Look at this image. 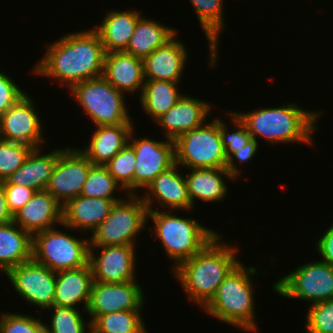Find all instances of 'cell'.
I'll list each match as a JSON object with an SVG mask.
<instances>
[{"label": "cell", "mask_w": 333, "mask_h": 333, "mask_svg": "<svg viewBox=\"0 0 333 333\" xmlns=\"http://www.w3.org/2000/svg\"><path fill=\"white\" fill-rule=\"evenodd\" d=\"M141 285L136 280L125 283L94 281L86 313L91 324L100 316L123 310H141L145 303Z\"/></svg>", "instance_id": "5bb4252c"}, {"label": "cell", "mask_w": 333, "mask_h": 333, "mask_svg": "<svg viewBox=\"0 0 333 333\" xmlns=\"http://www.w3.org/2000/svg\"><path fill=\"white\" fill-rule=\"evenodd\" d=\"M176 34V29L141 16L124 52L143 59L170 41Z\"/></svg>", "instance_id": "f1b7e54d"}, {"label": "cell", "mask_w": 333, "mask_h": 333, "mask_svg": "<svg viewBox=\"0 0 333 333\" xmlns=\"http://www.w3.org/2000/svg\"><path fill=\"white\" fill-rule=\"evenodd\" d=\"M136 155L133 147L127 143L106 165L108 172L115 181L122 187V190L129 194H136L134 191V169Z\"/></svg>", "instance_id": "d6a6232c"}, {"label": "cell", "mask_w": 333, "mask_h": 333, "mask_svg": "<svg viewBox=\"0 0 333 333\" xmlns=\"http://www.w3.org/2000/svg\"><path fill=\"white\" fill-rule=\"evenodd\" d=\"M112 206L109 215L92 232L90 246H136V236L148 221V207L138 194L126 195Z\"/></svg>", "instance_id": "8992f818"}, {"label": "cell", "mask_w": 333, "mask_h": 333, "mask_svg": "<svg viewBox=\"0 0 333 333\" xmlns=\"http://www.w3.org/2000/svg\"><path fill=\"white\" fill-rule=\"evenodd\" d=\"M35 103L26 94L0 116V132L3 140L23 143L34 148L42 147V124Z\"/></svg>", "instance_id": "2e32d148"}, {"label": "cell", "mask_w": 333, "mask_h": 333, "mask_svg": "<svg viewBox=\"0 0 333 333\" xmlns=\"http://www.w3.org/2000/svg\"><path fill=\"white\" fill-rule=\"evenodd\" d=\"M273 289L282 297L312 304L333 299V265L322 260L305 263L275 282Z\"/></svg>", "instance_id": "30bf717a"}, {"label": "cell", "mask_w": 333, "mask_h": 333, "mask_svg": "<svg viewBox=\"0 0 333 333\" xmlns=\"http://www.w3.org/2000/svg\"><path fill=\"white\" fill-rule=\"evenodd\" d=\"M161 211L149 210L148 219L154 222L153 234L161 240L166 256L173 260V271L219 234L196 219L173 215L170 210Z\"/></svg>", "instance_id": "5b68a950"}, {"label": "cell", "mask_w": 333, "mask_h": 333, "mask_svg": "<svg viewBox=\"0 0 333 333\" xmlns=\"http://www.w3.org/2000/svg\"><path fill=\"white\" fill-rule=\"evenodd\" d=\"M102 76L118 91L141 94L145 83L143 59L124 51L106 53Z\"/></svg>", "instance_id": "7402d4cb"}, {"label": "cell", "mask_w": 333, "mask_h": 333, "mask_svg": "<svg viewBox=\"0 0 333 333\" xmlns=\"http://www.w3.org/2000/svg\"><path fill=\"white\" fill-rule=\"evenodd\" d=\"M257 141L258 140L251 138L244 146V148L238 149V151H235L227 158L226 168L233 176L234 180L238 176H240V170L237 168V165L235 164L233 159H235L236 157V159H238L240 163L251 160L257 153V149L259 146V143Z\"/></svg>", "instance_id": "b9f144b4"}, {"label": "cell", "mask_w": 333, "mask_h": 333, "mask_svg": "<svg viewBox=\"0 0 333 333\" xmlns=\"http://www.w3.org/2000/svg\"><path fill=\"white\" fill-rule=\"evenodd\" d=\"M13 222V214L9 210L3 181L0 180V224Z\"/></svg>", "instance_id": "ee69618b"}, {"label": "cell", "mask_w": 333, "mask_h": 333, "mask_svg": "<svg viewBox=\"0 0 333 333\" xmlns=\"http://www.w3.org/2000/svg\"><path fill=\"white\" fill-rule=\"evenodd\" d=\"M0 333H47L41 318L5 312L0 316Z\"/></svg>", "instance_id": "f35d334b"}, {"label": "cell", "mask_w": 333, "mask_h": 333, "mask_svg": "<svg viewBox=\"0 0 333 333\" xmlns=\"http://www.w3.org/2000/svg\"><path fill=\"white\" fill-rule=\"evenodd\" d=\"M105 49L97 31L76 32L64 35L47 47L45 55L32 73L56 78L60 86L75 84L103 75Z\"/></svg>", "instance_id": "6da1fadb"}, {"label": "cell", "mask_w": 333, "mask_h": 333, "mask_svg": "<svg viewBox=\"0 0 333 333\" xmlns=\"http://www.w3.org/2000/svg\"><path fill=\"white\" fill-rule=\"evenodd\" d=\"M120 200L122 199L89 198L79 195L62 207L61 226L92 233L109 215L115 202Z\"/></svg>", "instance_id": "44dd1931"}, {"label": "cell", "mask_w": 333, "mask_h": 333, "mask_svg": "<svg viewBox=\"0 0 333 333\" xmlns=\"http://www.w3.org/2000/svg\"><path fill=\"white\" fill-rule=\"evenodd\" d=\"M179 165L175 164L167 171L160 173L147 187L142 200L152 210L154 201L168 210H190L193 208L185 177L179 174ZM154 196V197H153ZM155 199V200H154Z\"/></svg>", "instance_id": "ac0fdd59"}, {"label": "cell", "mask_w": 333, "mask_h": 333, "mask_svg": "<svg viewBox=\"0 0 333 333\" xmlns=\"http://www.w3.org/2000/svg\"><path fill=\"white\" fill-rule=\"evenodd\" d=\"M142 16L140 11L113 10L106 13L102 24L94 27L100 36L105 52L125 51L138 19Z\"/></svg>", "instance_id": "484cf974"}, {"label": "cell", "mask_w": 333, "mask_h": 333, "mask_svg": "<svg viewBox=\"0 0 333 333\" xmlns=\"http://www.w3.org/2000/svg\"><path fill=\"white\" fill-rule=\"evenodd\" d=\"M133 123L96 126L89 146L80 151L93 165L105 166L129 141Z\"/></svg>", "instance_id": "cb8c5ba5"}, {"label": "cell", "mask_w": 333, "mask_h": 333, "mask_svg": "<svg viewBox=\"0 0 333 333\" xmlns=\"http://www.w3.org/2000/svg\"><path fill=\"white\" fill-rule=\"evenodd\" d=\"M141 310H123L100 315L92 324V333H147Z\"/></svg>", "instance_id": "1f68e13d"}, {"label": "cell", "mask_w": 333, "mask_h": 333, "mask_svg": "<svg viewBox=\"0 0 333 333\" xmlns=\"http://www.w3.org/2000/svg\"><path fill=\"white\" fill-rule=\"evenodd\" d=\"M176 164L188 169L223 168L227 157L219 133V118L183 133L175 140Z\"/></svg>", "instance_id": "9c48e42d"}, {"label": "cell", "mask_w": 333, "mask_h": 333, "mask_svg": "<svg viewBox=\"0 0 333 333\" xmlns=\"http://www.w3.org/2000/svg\"><path fill=\"white\" fill-rule=\"evenodd\" d=\"M95 249H102L100 255ZM136 250L131 245L90 246L89 264L93 279L106 283H125L136 279Z\"/></svg>", "instance_id": "9a60e30c"}, {"label": "cell", "mask_w": 333, "mask_h": 333, "mask_svg": "<svg viewBox=\"0 0 333 333\" xmlns=\"http://www.w3.org/2000/svg\"><path fill=\"white\" fill-rule=\"evenodd\" d=\"M32 259V236L15 222L0 224V271Z\"/></svg>", "instance_id": "83f0119b"}, {"label": "cell", "mask_w": 333, "mask_h": 333, "mask_svg": "<svg viewBox=\"0 0 333 333\" xmlns=\"http://www.w3.org/2000/svg\"><path fill=\"white\" fill-rule=\"evenodd\" d=\"M93 164L79 150L64 148L50 176L48 191L62 206L79 196Z\"/></svg>", "instance_id": "7c38bea8"}, {"label": "cell", "mask_w": 333, "mask_h": 333, "mask_svg": "<svg viewBox=\"0 0 333 333\" xmlns=\"http://www.w3.org/2000/svg\"><path fill=\"white\" fill-rule=\"evenodd\" d=\"M306 331L308 333H333V299L309 306Z\"/></svg>", "instance_id": "8d00e7d4"}, {"label": "cell", "mask_w": 333, "mask_h": 333, "mask_svg": "<svg viewBox=\"0 0 333 333\" xmlns=\"http://www.w3.org/2000/svg\"><path fill=\"white\" fill-rule=\"evenodd\" d=\"M4 189L8 208L13 215L36 193L34 189L13 184H4Z\"/></svg>", "instance_id": "60d3db41"}, {"label": "cell", "mask_w": 333, "mask_h": 333, "mask_svg": "<svg viewBox=\"0 0 333 333\" xmlns=\"http://www.w3.org/2000/svg\"><path fill=\"white\" fill-rule=\"evenodd\" d=\"M26 93L6 73L0 71V116L17 103Z\"/></svg>", "instance_id": "ab89813d"}, {"label": "cell", "mask_w": 333, "mask_h": 333, "mask_svg": "<svg viewBox=\"0 0 333 333\" xmlns=\"http://www.w3.org/2000/svg\"><path fill=\"white\" fill-rule=\"evenodd\" d=\"M69 91L95 126L133 123L124 93L116 90L103 76L75 84Z\"/></svg>", "instance_id": "52a82bcc"}, {"label": "cell", "mask_w": 333, "mask_h": 333, "mask_svg": "<svg viewBox=\"0 0 333 333\" xmlns=\"http://www.w3.org/2000/svg\"><path fill=\"white\" fill-rule=\"evenodd\" d=\"M211 108L208 102L182 95L156 122L163 127L166 139L175 141L183 133L202 126Z\"/></svg>", "instance_id": "ffe728a7"}, {"label": "cell", "mask_w": 333, "mask_h": 333, "mask_svg": "<svg viewBox=\"0 0 333 333\" xmlns=\"http://www.w3.org/2000/svg\"><path fill=\"white\" fill-rule=\"evenodd\" d=\"M282 106V107H281ZM279 108H263L252 112H234L244 123L248 132L276 143H311L312 133L317 130L316 121L322 112L306 111L298 104L286 103Z\"/></svg>", "instance_id": "3957f363"}, {"label": "cell", "mask_w": 333, "mask_h": 333, "mask_svg": "<svg viewBox=\"0 0 333 333\" xmlns=\"http://www.w3.org/2000/svg\"><path fill=\"white\" fill-rule=\"evenodd\" d=\"M62 205L46 190L36 191L33 197L15 214L13 222L31 236L62 224Z\"/></svg>", "instance_id": "e0dca14e"}, {"label": "cell", "mask_w": 333, "mask_h": 333, "mask_svg": "<svg viewBox=\"0 0 333 333\" xmlns=\"http://www.w3.org/2000/svg\"><path fill=\"white\" fill-rule=\"evenodd\" d=\"M93 282L89 263L77 269L57 272L53 305L77 308L76 305L83 303L82 310L86 311Z\"/></svg>", "instance_id": "603a6c76"}, {"label": "cell", "mask_w": 333, "mask_h": 333, "mask_svg": "<svg viewBox=\"0 0 333 333\" xmlns=\"http://www.w3.org/2000/svg\"><path fill=\"white\" fill-rule=\"evenodd\" d=\"M5 274L25 301L42 310L53 306L56 272L31 259L10 268Z\"/></svg>", "instance_id": "8fae6325"}, {"label": "cell", "mask_w": 333, "mask_h": 333, "mask_svg": "<svg viewBox=\"0 0 333 333\" xmlns=\"http://www.w3.org/2000/svg\"><path fill=\"white\" fill-rule=\"evenodd\" d=\"M41 150L43 148H34L22 166L3 181V184L26 186L36 191L45 190L63 148L42 155Z\"/></svg>", "instance_id": "d4e9b609"}, {"label": "cell", "mask_w": 333, "mask_h": 333, "mask_svg": "<svg viewBox=\"0 0 333 333\" xmlns=\"http://www.w3.org/2000/svg\"><path fill=\"white\" fill-rule=\"evenodd\" d=\"M256 273V267H244L240 262L221 282L204 311L226 324L256 333L254 287L250 279Z\"/></svg>", "instance_id": "277c9868"}, {"label": "cell", "mask_w": 333, "mask_h": 333, "mask_svg": "<svg viewBox=\"0 0 333 333\" xmlns=\"http://www.w3.org/2000/svg\"><path fill=\"white\" fill-rule=\"evenodd\" d=\"M122 187L115 181L108 169L103 165H93L88 172L81 196L99 197L104 199H122L115 197L114 193Z\"/></svg>", "instance_id": "836d02e7"}, {"label": "cell", "mask_w": 333, "mask_h": 333, "mask_svg": "<svg viewBox=\"0 0 333 333\" xmlns=\"http://www.w3.org/2000/svg\"><path fill=\"white\" fill-rule=\"evenodd\" d=\"M192 6L197 13V19L201 25V29L207 38L209 43V62L210 67L215 66L217 60V54L219 50L220 32L225 27L223 14V0H190Z\"/></svg>", "instance_id": "f546056e"}, {"label": "cell", "mask_w": 333, "mask_h": 333, "mask_svg": "<svg viewBox=\"0 0 333 333\" xmlns=\"http://www.w3.org/2000/svg\"><path fill=\"white\" fill-rule=\"evenodd\" d=\"M53 310L51 317V327L45 324L47 333H92L91 322L85 324L81 312L77 308L52 306L48 308ZM89 331L86 330L87 326ZM87 331V332H86Z\"/></svg>", "instance_id": "e575fe53"}, {"label": "cell", "mask_w": 333, "mask_h": 333, "mask_svg": "<svg viewBox=\"0 0 333 333\" xmlns=\"http://www.w3.org/2000/svg\"><path fill=\"white\" fill-rule=\"evenodd\" d=\"M228 115L232 118L231 122H233L232 124H234V127H236V131L233 133H228L227 124H225L224 121L219 118V133L227 158L235 151H238V149L244 148L247 142L252 138L248 132L247 127L237 117V115L234 114V112L230 111Z\"/></svg>", "instance_id": "74e56055"}, {"label": "cell", "mask_w": 333, "mask_h": 333, "mask_svg": "<svg viewBox=\"0 0 333 333\" xmlns=\"http://www.w3.org/2000/svg\"><path fill=\"white\" fill-rule=\"evenodd\" d=\"M34 149L29 145L6 140L0 141V180L5 181L26 161Z\"/></svg>", "instance_id": "d590c367"}, {"label": "cell", "mask_w": 333, "mask_h": 333, "mask_svg": "<svg viewBox=\"0 0 333 333\" xmlns=\"http://www.w3.org/2000/svg\"><path fill=\"white\" fill-rule=\"evenodd\" d=\"M316 249L323 262L333 265V223L328 227L327 231L318 239Z\"/></svg>", "instance_id": "7bdbcfd3"}, {"label": "cell", "mask_w": 333, "mask_h": 333, "mask_svg": "<svg viewBox=\"0 0 333 333\" xmlns=\"http://www.w3.org/2000/svg\"><path fill=\"white\" fill-rule=\"evenodd\" d=\"M89 247V239L47 229L32 236V259L56 273L77 269L89 263Z\"/></svg>", "instance_id": "ba28073f"}, {"label": "cell", "mask_w": 333, "mask_h": 333, "mask_svg": "<svg viewBox=\"0 0 333 333\" xmlns=\"http://www.w3.org/2000/svg\"><path fill=\"white\" fill-rule=\"evenodd\" d=\"M188 51L176 35L163 46L143 58L145 80L179 83L187 64Z\"/></svg>", "instance_id": "d6986e66"}, {"label": "cell", "mask_w": 333, "mask_h": 333, "mask_svg": "<svg viewBox=\"0 0 333 333\" xmlns=\"http://www.w3.org/2000/svg\"><path fill=\"white\" fill-rule=\"evenodd\" d=\"M218 234L200 252L183 261L173 272L189 300L204 308L221 282L240 263L238 248L221 243Z\"/></svg>", "instance_id": "7a4b0ae2"}, {"label": "cell", "mask_w": 333, "mask_h": 333, "mask_svg": "<svg viewBox=\"0 0 333 333\" xmlns=\"http://www.w3.org/2000/svg\"><path fill=\"white\" fill-rule=\"evenodd\" d=\"M131 131L128 143L136 155L134 190L145 188L160 174L176 164L175 141H154L149 138H134ZM132 139V140H131ZM132 141V142H131Z\"/></svg>", "instance_id": "4fadbf2b"}, {"label": "cell", "mask_w": 333, "mask_h": 333, "mask_svg": "<svg viewBox=\"0 0 333 333\" xmlns=\"http://www.w3.org/2000/svg\"><path fill=\"white\" fill-rule=\"evenodd\" d=\"M191 172L185 177L187 189L192 206L196 200L204 202L222 201L227 194L225 178L233 180V176L223 168H198L190 169Z\"/></svg>", "instance_id": "4316f807"}, {"label": "cell", "mask_w": 333, "mask_h": 333, "mask_svg": "<svg viewBox=\"0 0 333 333\" xmlns=\"http://www.w3.org/2000/svg\"><path fill=\"white\" fill-rule=\"evenodd\" d=\"M178 83L171 81L145 80L140 96V104L145 113L157 121L166 114L181 98Z\"/></svg>", "instance_id": "4dcf8cb0"}]
</instances>
